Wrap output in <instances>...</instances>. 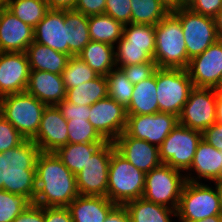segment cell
Here are the masks:
<instances>
[{"label":"cell","mask_w":222,"mask_h":222,"mask_svg":"<svg viewBox=\"0 0 222 222\" xmlns=\"http://www.w3.org/2000/svg\"><path fill=\"white\" fill-rule=\"evenodd\" d=\"M185 5H187L191 0H182Z\"/></svg>","instance_id":"cell-59"},{"label":"cell","mask_w":222,"mask_h":222,"mask_svg":"<svg viewBox=\"0 0 222 222\" xmlns=\"http://www.w3.org/2000/svg\"><path fill=\"white\" fill-rule=\"evenodd\" d=\"M9 2V0H0V3L7 5V3Z\"/></svg>","instance_id":"cell-58"},{"label":"cell","mask_w":222,"mask_h":222,"mask_svg":"<svg viewBox=\"0 0 222 222\" xmlns=\"http://www.w3.org/2000/svg\"><path fill=\"white\" fill-rule=\"evenodd\" d=\"M159 112L180 116L190 91L194 88L186 69H156Z\"/></svg>","instance_id":"cell-8"},{"label":"cell","mask_w":222,"mask_h":222,"mask_svg":"<svg viewBox=\"0 0 222 222\" xmlns=\"http://www.w3.org/2000/svg\"><path fill=\"white\" fill-rule=\"evenodd\" d=\"M26 91L47 106H56L66 97V88L62 75L30 70Z\"/></svg>","instance_id":"cell-22"},{"label":"cell","mask_w":222,"mask_h":222,"mask_svg":"<svg viewBox=\"0 0 222 222\" xmlns=\"http://www.w3.org/2000/svg\"><path fill=\"white\" fill-rule=\"evenodd\" d=\"M88 121L106 141L113 142L125 131L126 108L107 96L90 106Z\"/></svg>","instance_id":"cell-14"},{"label":"cell","mask_w":222,"mask_h":222,"mask_svg":"<svg viewBox=\"0 0 222 222\" xmlns=\"http://www.w3.org/2000/svg\"><path fill=\"white\" fill-rule=\"evenodd\" d=\"M221 215L220 198L215 188L202 182L186 181L176 211L177 220L198 221Z\"/></svg>","instance_id":"cell-6"},{"label":"cell","mask_w":222,"mask_h":222,"mask_svg":"<svg viewBox=\"0 0 222 222\" xmlns=\"http://www.w3.org/2000/svg\"><path fill=\"white\" fill-rule=\"evenodd\" d=\"M123 25L107 14L88 16L91 41L108 43L115 46L123 34Z\"/></svg>","instance_id":"cell-30"},{"label":"cell","mask_w":222,"mask_h":222,"mask_svg":"<svg viewBox=\"0 0 222 222\" xmlns=\"http://www.w3.org/2000/svg\"><path fill=\"white\" fill-rule=\"evenodd\" d=\"M26 139L0 115V153L17 147Z\"/></svg>","instance_id":"cell-40"},{"label":"cell","mask_w":222,"mask_h":222,"mask_svg":"<svg viewBox=\"0 0 222 222\" xmlns=\"http://www.w3.org/2000/svg\"><path fill=\"white\" fill-rule=\"evenodd\" d=\"M197 222H222L221 215L210 216L202 220H198Z\"/></svg>","instance_id":"cell-54"},{"label":"cell","mask_w":222,"mask_h":222,"mask_svg":"<svg viewBox=\"0 0 222 222\" xmlns=\"http://www.w3.org/2000/svg\"><path fill=\"white\" fill-rule=\"evenodd\" d=\"M34 42L68 55V27L65 10H49L34 28Z\"/></svg>","instance_id":"cell-20"},{"label":"cell","mask_w":222,"mask_h":222,"mask_svg":"<svg viewBox=\"0 0 222 222\" xmlns=\"http://www.w3.org/2000/svg\"><path fill=\"white\" fill-rule=\"evenodd\" d=\"M179 222H197V221H186V220H179Z\"/></svg>","instance_id":"cell-60"},{"label":"cell","mask_w":222,"mask_h":222,"mask_svg":"<svg viewBox=\"0 0 222 222\" xmlns=\"http://www.w3.org/2000/svg\"><path fill=\"white\" fill-rule=\"evenodd\" d=\"M216 32L219 40H222V9L214 17Z\"/></svg>","instance_id":"cell-52"},{"label":"cell","mask_w":222,"mask_h":222,"mask_svg":"<svg viewBox=\"0 0 222 222\" xmlns=\"http://www.w3.org/2000/svg\"><path fill=\"white\" fill-rule=\"evenodd\" d=\"M32 141L41 152H56L68 143L67 120L58 106H46L36 136Z\"/></svg>","instance_id":"cell-17"},{"label":"cell","mask_w":222,"mask_h":222,"mask_svg":"<svg viewBox=\"0 0 222 222\" xmlns=\"http://www.w3.org/2000/svg\"><path fill=\"white\" fill-rule=\"evenodd\" d=\"M61 75L66 91L99 76L78 56H71L68 59L67 66Z\"/></svg>","instance_id":"cell-35"},{"label":"cell","mask_w":222,"mask_h":222,"mask_svg":"<svg viewBox=\"0 0 222 222\" xmlns=\"http://www.w3.org/2000/svg\"><path fill=\"white\" fill-rule=\"evenodd\" d=\"M32 202L23 195L0 190V222H12Z\"/></svg>","instance_id":"cell-38"},{"label":"cell","mask_w":222,"mask_h":222,"mask_svg":"<svg viewBox=\"0 0 222 222\" xmlns=\"http://www.w3.org/2000/svg\"><path fill=\"white\" fill-rule=\"evenodd\" d=\"M181 23L189 61L202 54L218 39L214 18L197 14L188 7L173 13Z\"/></svg>","instance_id":"cell-10"},{"label":"cell","mask_w":222,"mask_h":222,"mask_svg":"<svg viewBox=\"0 0 222 222\" xmlns=\"http://www.w3.org/2000/svg\"><path fill=\"white\" fill-rule=\"evenodd\" d=\"M115 150L144 173L159 167V147L129 136L125 131L114 141Z\"/></svg>","instance_id":"cell-18"},{"label":"cell","mask_w":222,"mask_h":222,"mask_svg":"<svg viewBox=\"0 0 222 222\" xmlns=\"http://www.w3.org/2000/svg\"><path fill=\"white\" fill-rule=\"evenodd\" d=\"M68 143H106L92 124L84 118L67 121Z\"/></svg>","instance_id":"cell-37"},{"label":"cell","mask_w":222,"mask_h":222,"mask_svg":"<svg viewBox=\"0 0 222 222\" xmlns=\"http://www.w3.org/2000/svg\"><path fill=\"white\" fill-rule=\"evenodd\" d=\"M29 76L26 52H0V98L26 91Z\"/></svg>","instance_id":"cell-16"},{"label":"cell","mask_w":222,"mask_h":222,"mask_svg":"<svg viewBox=\"0 0 222 222\" xmlns=\"http://www.w3.org/2000/svg\"><path fill=\"white\" fill-rule=\"evenodd\" d=\"M156 70L140 83L134 84L133 94L126 107L127 115H148L159 112L157 100Z\"/></svg>","instance_id":"cell-25"},{"label":"cell","mask_w":222,"mask_h":222,"mask_svg":"<svg viewBox=\"0 0 222 222\" xmlns=\"http://www.w3.org/2000/svg\"><path fill=\"white\" fill-rule=\"evenodd\" d=\"M155 44V26L130 23L123 27L122 37L115 46L145 47V51L153 58Z\"/></svg>","instance_id":"cell-32"},{"label":"cell","mask_w":222,"mask_h":222,"mask_svg":"<svg viewBox=\"0 0 222 222\" xmlns=\"http://www.w3.org/2000/svg\"><path fill=\"white\" fill-rule=\"evenodd\" d=\"M39 147L25 140L0 153V190L26 196L32 203L36 195V160Z\"/></svg>","instance_id":"cell-2"},{"label":"cell","mask_w":222,"mask_h":222,"mask_svg":"<svg viewBox=\"0 0 222 222\" xmlns=\"http://www.w3.org/2000/svg\"><path fill=\"white\" fill-rule=\"evenodd\" d=\"M155 52L157 68L187 69L188 56L180 20L168 13L155 25Z\"/></svg>","instance_id":"cell-3"},{"label":"cell","mask_w":222,"mask_h":222,"mask_svg":"<svg viewBox=\"0 0 222 222\" xmlns=\"http://www.w3.org/2000/svg\"><path fill=\"white\" fill-rule=\"evenodd\" d=\"M120 69L132 84H137L151 77L157 69V65L155 62H143L120 67Z\"/></svg>","instance_id":"cell-42"},{"label":"cell","mask_w":222,"mask_h":222,"mask_svg":"<svg viewBox=\"0 0 222 222\" xmlns=\"http://www.w3.org/2000/svg\"><path fill=\"white\" fill-rule=\"evenodd\" d=\"M181 172L166 164H161L145 173L142 197L177 211L182 189L186 183V177Z\"/></svg>","instance_id":"cell-7"},{"label":"cell","mask_w":222,"mask_h":222,"mask_svg":"<svg viewBox=\"0 0 222 222\" xmlns=\"http://www.w3.org/2000/svg\"><path fill=\"white\" fill-rule=\"evenodd\" d=\"M104 143H67L55 153L62 163L76 176L93 153Z\"/></svg>","instance_id":"cell-31"},{"label":"cell","mask_w":222,"mask_h":222,"mask_svg":"<svg viewBox=\"0 0 222 222\" xmlns=\"http://www.w3.org/2000/svg\"><path fill=\"white\" fill-rule=\"evenodd\" d=\"M115 206L107 197L79 195L67 207L73 222H104Z\"/></svg>","instance_id":"cell-23"},{"label":"cell","mask_w":222,"mask_h":222,"mask_svg":"<svg viewBox=\"0 0 222 222\" xmlns=\"http://www.w3.org/2000/svg\"><path fill=\"white\" fill-rule=\"evenodd\" d=\"M12 222H44V207L32 203Z\"/></svg>","instance_id":"cell-46"},{"label":"cell","mask_w":222,"mask_h":222,"mask_svg":"<svg viewBox=\"0 0 222 222\" xmlns=\"http://www.w3.org/2000/svg\"><path fill=\"white\" fill-rule=\"evenodd\" d=\"M47 105L27 91L0 98L2 115L26 140H32L39 129Z\"/></svg>","instance_id":"cell-4"},{"label":"cell","mask_w":222,"mask_h":222,"mask_svg":"<svg viewBox=\"0 0 222 222\" xmlns=\"http://www.w3.org/2000/svg\"><path fill=\"white\" fill-rule=\"evenodd\" d=\"M216 102L215 89L194 87L178 117L179 124L203 133L216 123Z\"/></svg>","instance_id":"cell-12"},{"label":"cell","mask_w":222,"mask_h":222,"mask_svg":"<svg viewBox=\"0 0 222 222\" xmlns=\"http://www.w3.org/2000/svg\"><path fill=\"white\" fill-rule=\"evenodd\" d=\"M5 8H6V5L0 3V17H1V14L4 11Z\"/></svg>","instance_id":"cell-57"},{"label":"cell","mask_w":222,"mask_h":222,"mask_svg":"<svg viewBox=\"0 0 222 222\" xmlns=\"http://www.w3.org/2000/svg\"><path fill=\"white\" fill-rule=\"evenodd\" d=\"M57 106L67 121L79 118H84L88 121L90 117V106H78L76 104L67 102L65 99Z\"/></svg>","instance_id":"cell-44"},{"label":"cell","mask_w":222,"mask_h":222,"mask_svg":"<svg viewBox=\"0 0 222 222\" xmlns=\"http://www.w3.org/2000/svg\"><path fill=\"white\" fill-rule=\"evenodd\" d=\"M50 10H74L77 0H45Z\"/></svg>","instance_id":"cell-50"},{"label":"cell","mask_w":222,"mask_h":222,"mask_svg":"<svg viewBox=\"0 0 222 222\" xmlns=\"http://www.w3.org/2000/svg\"><path fill=\"white\" fill-rule=\"evenodd\" d=\"M106 0H77L75 11L83 13L85 16L104 14Z\"/></svg>","instance_id":"cell-45"},{"label":"cell","mask_w":222,"mask_h":222,"mask_svg":"<svg viewBox=\"0 0 222 222\" xmlns=\"http://www.w3.org/2000/svg\"><path fill=\"white\" fill-rule=\"evenodd\" d=\"M26 54L29 61L30 70L47 71L55 74H62L66 68L69 55L55 51L46 45L32 42Z\"/></svg>","instance_id":"cell-24"},{"label":"cell","mask_w":222,"mask_h":222,"mask_svg":"<svg viewBox=\"0 0 222 222\" xmlns=\"http://www.w3.org/2000/svg\"><path fill=\"white\" fill-rule=\"evenodd\" d=\"M78 57L98 75L106 76L116 67L115 48L108 43L90 41Z\"/></svg>","instance_id":"cell-26"},{"label":"cell","mask_w":222,"mask_h":222,"mask_svg":"<svg viewBox=\"0 0 222 222\" xmlns=\"http://www.w3.org/2000/svg\"><path fill=\"white\" fill-rule=\"evenodd\" d=\"M114 150V143L107 141L91 155L86 165L76 175L80 195L106 197L110 158Z\"/></svg>","instance_id":"cell-11"},{"label":"cell","mask_w":222,"mask_h":222,"mask_svg":"<svg viewBox=\"0 0 222 222\" xmlns=\"http://www.w3.org/2000/svg\"><path fill=\"white\" fill-rule=\"evenodd\" d=\"M202 139L217 150L222 151V124L216 122L211 125L202 133Z\"/></svg>","instance_id":"cell-48"},{"label":"cell","mask_w":222,"mask_h":222,"mask_svg":"<svg viewBox=\"0 0 222 222\" xmlns=\"http://www.w3.org/2000/svg\"><path fill=\"white\" fill-rule=\"evenodd\" d=\"M186 70L194 87L215 89L222 76V40L192 58Z\"/></svg>","instance_id":"cell-15"},{"label":"cell","mask_w":222,"mask_h":222,"mask_svg":"<svg viewBox=\"0 0 222 222\" xmlns=\"http://www.w3.org/2000/svg\"><path fill=\"white\" fill-rule=\"evenodd\" d=\"M104 222H130V218L124 205H116L107 215Z\"/></svg>","instance_id":"cell-49"},{"label":"cell","mask_w":222,"mask_h":222,"mask_svg":"<svg viewBox=\"0 0 222 222\" xmlns=\"http://www.w3.org/2000/svg\"><path fill=\"white\" fill-rule=\"evenodd\" d=\"M76 176L55 152H40L36 160V195L41 207H67L77 196Z\"/></svg>","instance_id":"cell-1"},{"label":"cell","mask_w":222,"mask_h":222,"mask_svg":"<svg viewBox=\"0 0 222 222\" xmlns=\"http://www.w3.org/2000/svg\"><path fill=\"white\" fill-rule=\"evenodd\" d=\"M65 24L68 27V55L78 56L91 41L88 16L75 10H65Z\"/></svg>","instance_id":"cell-28"},{"label":"cell","mask_w":222,"mask_h":222,"mask_svg":"<svg viewBox=\"0 0 222 222\" xmlns=\"http://www.w3.org/2000/svg\"><path fill=\"white\" fill-rule=\"evenodd\" d=\"M215 92L217 94H222V76H221V79H220L219 83L215 87Z\"/></svg>","instance_id":"cell-56"},{"label":"cell","mask_w":222,"mask_h":222,"mask_svg":"<svg viewBox=\"0 0 222 222\" xmlns=\"http://www.w3.org/2000/svg\"><path fill=\"white\" fill-rule=\"evenodd\" d=\"M131 23L157 25L167 14L158 0H131Z\"/></svg>","instance_id":"cell-34"},{"label":"cell","mask_w":222,"mask_h":222,"mask_svg":"<svg viewBox=\"0 0 222 222\" xmlns=\"http://www.w3.org/2000/svg\"><path fill=\"white\" fill-rule=\"evenodd\" d=\"M186 7L197 14L214 18L222 9V0H191Z\"/></svg>","instance_id":"cell-43"},{"label":"cell","mask_w":222,"mask_h":222,"mask_svg":"<svg viewBox=\"0 0 222 222\" xmlns=\"http://www.w3.org/2000/svg\"><path fill=\"white\" fill-rule=\"evenodd\" d=\"M116 67L135 65L143 62H155L145 51V47L114 46Z\"/></svg>","instance_id":"cell-39"},{"label":"cell","mask_w":222,"mask_h":222,"mask_svg":"<svg viewBox=\"0 0 222 222\" xmlns=\"http://www.w3.org/2000/svg\"><path fill=\"white\" fill-rule=\"evenodd\" d=\"M6 8L33 28L50 10L45 0H9Z\"/></svg>","instance_id":"cell-33"},{"label":"cell","mask_w":222,"mask_h":222,"mask_svg":"<svg viewBox=\"0 0 222 222\" xmlns=\"http://www.w3.org/2000/svg\"><path fill=\"white\" fill-rule=\"evenodd\" d=\"M168 13H174L186 7L182 0H158Z\"/></svg>","instance_id":"cell-51"},{"label":"cell","mask_w":222,"mask_h":222,"mask_svg":"<svg viewBox=\"0 0 222 222\" xmlns=\"http://www.w3.org/2000/svg\"><path fill=\"white\" fill-rule=\"evenodd\" d=\"M202 132L187 128L181 124L170 132L159 146V158L162 164L186 172L193 161Z\"/></svg>","instance_id":"cell-9"},{"label":"cell","mask_w":222,"mask_h":222,"mask_svg":"<svg viewBox=\"0 0 222 222\" xmlns=\"http://www.w3.org/2000/svg\"><path fill=\"white\" fill-rule=\"evenodd\" d=\"M178 123V117L171 113L127 115L125 132L159 147Z\"/></svg>","instance_id":"cell-13"},{"label":"cell","mask_w":222,"mask_h":222,"mask_svg":"<svg viewBox=\"0 0 222 222\" xmlns=\"http://www.w3.org/2000/svg\"><path fill=\"white\" fill-rule=\"evenodd\" d=\"M33 41L34 28L5 8L0 17V52H26Z\"/></svg>","instance_id":"cell-19"},{"label":"cell","mask_w":222,"mask_h":222,"mask_svg":"<svg viewBox=\"0 0 222 222\" xmlns=\"http://www.w3.org/2000/svg\"><path fill=\"white\" fill-rule=\"evenodd\" d=\"M44 222H73L68 207H44Z\"/></svg>","instance_id":"cell-47"},{"label":"cell","mask_w":222,"mask_h":222,"mask_svg":"<svg viewBox=\"0 0 222 222\" xmlns=\"http://www.w3.org/2000/svg\"><path fill=\"white\" fill-rule=\"evenodd\" d=\"M190 171L195 172L197 176H192L193 173ZM186 173L184 175L186 181L189 182H201L202 178L212 182L221 180L222 151L217 150L204 139H201L197 145L192 164Z\"/></svg>","instance_id":"cell-21"},{"label":"cell","mask_w":222,"mask_h":222,"mask_svg":"<svg viewBox=\"0 0 222 222\" xmlns=\"http://www.w3.org/2000/svg\"><path fill=\"white\" fill-rule=\"evenodd\" d=\"M216 122L222 124V94H217Z\"/></svg>","instance_id":"cell-53"},{"label":"cell","mask_w":222,"mask_h":222,"mask_svg":"<svg viewBox=\"0 0 222 222\" xmlns=\"http://www.w3.org/2000/svg\"><path fill=\"white\" fill-rule=\"evenodd\" d=\"M145 173L127 161L116 150L111 154L106 197L116 205L142 197Z\"/></svg>","instance_id":"cell-5"},{"label":"cell","mask_w":222,"mask_h":222,"mask_svg":"<svg viewBox=\"0 0 222 222\" xmlns=\"http://www.w3.org/2000/svg\"><path fill=\"white\" fill-rule=\"evenodd\" d=\"M217 187V191L220 198V209H221V216H222V179L219 181L214 182Z\"/></svg>","instance_id":"cell-55"},{"label":"cell","mask_w":222,"mask_h":222,"mask_svg":"<svg viewBox=\"0 0 222 222\" xmlns=\"http://www.w3.org/2000/svg\"><path fill=\"white\" fill-rule=\"evenodd\" d=\"M106 80L108 96L126 108L131 101L134 84H132L123 71L117 67L106 75Z\"/></svg>","instance_id":"cell-36"},{"label":"cell","mask_w":222,"mask_h":222,"mask_svg":"<svg viewBox=\"0 0 222 222\" xmlns=\"http://www.w3.org/2000/svg\"><path fill=\"white\" fill-rule=\"evenodd\" d=\"M124 207L129 214L130 222H172L171 217H176V210L143 197L125 203Z\"/></svg>","instance_id":"cell-27"},{"label":"cell","mask_w":222,"mask_h":222,"mask_svg":"<svg viewBox=\"0 0 222 222\" xmlns=\"http://www.w3.org/2000/svg\"><path fill=\"white\" fill-rule=\"evenodd\" d=\"M107 96L108 88L106 76L99 75L89 82L68 89L66 91L65 100L78 106H91Z\"/></svg>","instance_id":"cell-29"},{"label":"cell","mask_w":222,"mask_h":222,"mask_svg":"<svg viewBox=\"0 0 222 222\" xmlns=\"http://www.w3.org/2000/svg\"><path fill=\"white\" fill-rule=\"evenodd\" d=\"M131 0H106L104 14L114 18L123 26L131 23Z\"/></svg>","instance_id":"cell-41"}]
</instances>
